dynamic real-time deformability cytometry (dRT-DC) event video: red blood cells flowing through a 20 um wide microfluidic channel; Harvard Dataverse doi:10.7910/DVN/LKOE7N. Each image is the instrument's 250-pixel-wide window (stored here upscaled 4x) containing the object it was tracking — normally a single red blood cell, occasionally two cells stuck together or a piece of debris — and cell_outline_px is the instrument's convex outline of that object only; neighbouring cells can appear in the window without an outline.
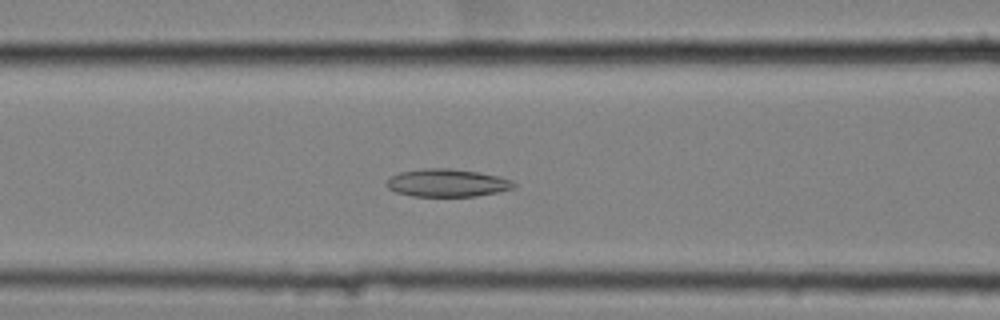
{"species": "common noctule bat (a hibernating species)", "species_latin": "Nyctalus noctula", "temperature_condition": "cold", "stored_images_in_passage": 58, "camera_frame_rate_fps": 3000, "um_per_image_px": 0.085, "animal": {"sex": "female", "body_mass_g": 25.1}, "frame": {"image": 1, "passage_image": 25, "time_ms": 8.0, "image_size_px": [1000, 320], "cell_outline_px": [[516, 184], [512, 188], [496, 192], [476, 196], [412, 196], [396, 192], [388, 188], [384, 184], [392, 176], [400, 172], [424, 168], [452, 168], [500, 176], [512, 180]], "centroid_in_image_um": [37.99, 15.54], "position_along_channel_um": 128.6, "area_um2": 20.52}}
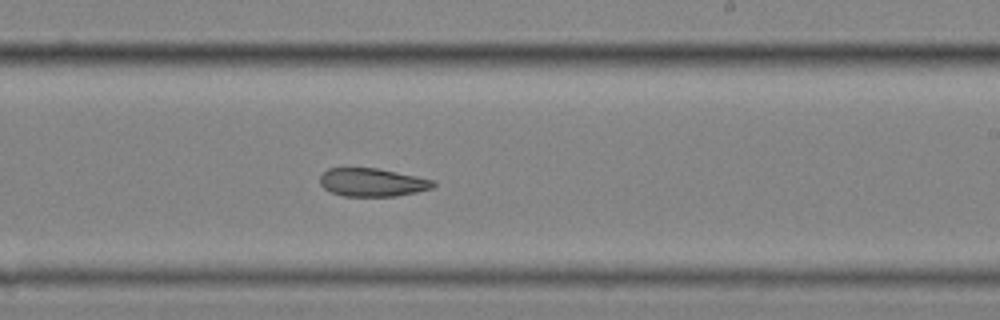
{"frame": {"image": 2, "passage_image": 36, "time_ms": 11.667, "image_size_px": [1000, 320], "cell_outline_px": [[436, 184], [432, 188], [416, 192], [396, 196], [344, 196], [332, 192], [324, 188], [320, 184], [320, 176], [328, 168], [376, 168], [436, 180]], "centroid_in_image_um": [31.66, 15.5], "position_along_channel_um": 257.3, "area_um2": 18.55}}
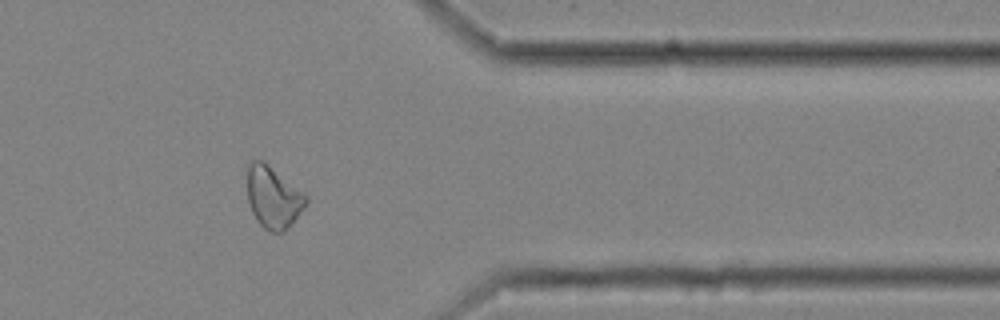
{"frame": {"image": 3, "passage_image": 48, "time_ms": 15.667, "image_size_px": [1000, 320], "cell_outline_px": [[308, 200], [300, 212], [284, 232], [268, 232], [256, 220], [252, 212], [248, 200], [248, 164], [252, 160], [264, 160], [308, 196]], "centroid_in_image_um": [23.21, 16.76], "position_along_channel_um": 388.2, "area_um2": 21.04}, "authors_computed_cell_mechanics": {"area_um2": 22.3397, "velocity_mm_per_s": 3.5214, "shape_relaxation_time_tau1_ms": null, "shape_relaxation_time_tau2_ms": 6.1468, "deformation_change_tau1": null, "deformation_change_tau2": 0.1382}}